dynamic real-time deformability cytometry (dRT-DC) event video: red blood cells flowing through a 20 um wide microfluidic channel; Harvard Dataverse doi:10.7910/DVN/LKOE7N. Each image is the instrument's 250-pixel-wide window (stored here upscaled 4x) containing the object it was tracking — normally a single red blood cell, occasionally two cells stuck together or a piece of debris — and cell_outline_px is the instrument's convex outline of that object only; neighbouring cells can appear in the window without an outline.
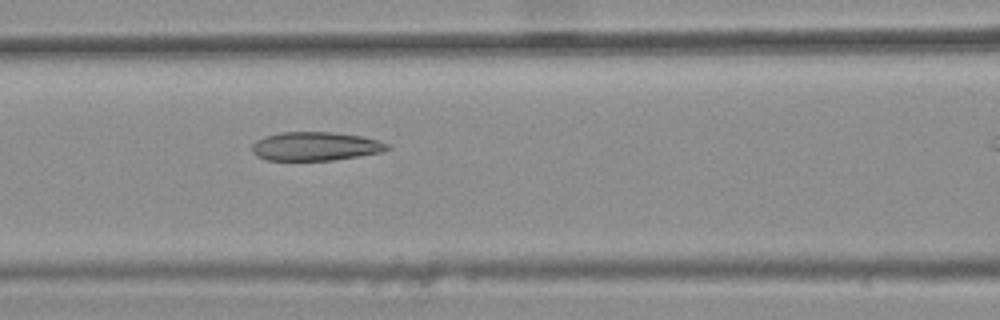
{"species": "common noctule bat (a hibernating species)", "species_latin": "Nyctalus noctula", "temperature_condition": "warm", "stored_images_in_passage": 33, "camera_frame_rate_fps": 3000, "um_per_image_px": 0.085, "animal": {"sex": "female", "body_mass_g": 25.1}, "frame": {"image": 1, "passage_image": 12, "time_ms": 3.667, "image_size_px": [1000, 320], "cell_outline_px": [[392, 148], [384, 152], [332, 160], [268, 160], [256, 156], [252, 152], [252, 144], [256, 140], [264, 136], [280, 132], [332, 132], [360, 136], [380, 140], [388, 144]], "centroid_in_image_um": [26.82, 12.43], "position_along_channel_um": 139.8, "area_um2": 22.77}}
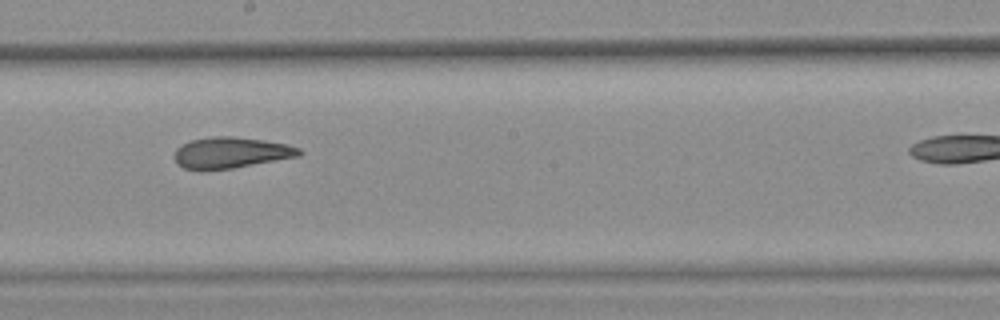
{"frame": {"image": 2, "passage_image": 19, "time_ms": 6.0, "image_size_px": [1000, 320], "cell_outline_px": [[304, 152], [300, 156], [232, 168], [184, 168], [176, 164], [172, 156], [176, 148], [192, 140], [212, 136], [232, 136], [264, 140], [288, 144], [300, 148]], "centroid_in_image_um": [19.66, 12.95], "position_along_channel_um": 228.5, "area_um2": 22.37}}
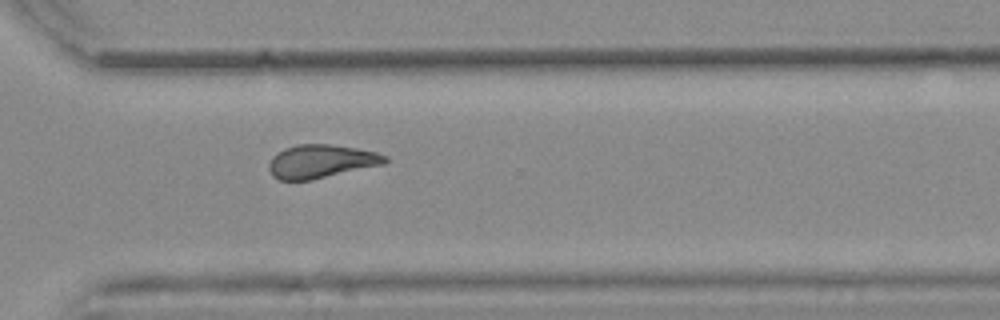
{"frame": {"image": 3, "passage_image": 28, "time_ms": 9.0, "image_size_px": [1000, 320], "cell_outline_px": [[388, 160], [384, 164], [312, 180], [280, 180], [272, 176], [268, 168], [268, 164], [272, 156], [284, 148], [296, 144], [332, 144], [356, 148], [376, 152], [388, 156]], "centroid_in_image_um": [27.27, 13.71], "position_along_channel_um": 343.3, "area_um2": 22.77}}